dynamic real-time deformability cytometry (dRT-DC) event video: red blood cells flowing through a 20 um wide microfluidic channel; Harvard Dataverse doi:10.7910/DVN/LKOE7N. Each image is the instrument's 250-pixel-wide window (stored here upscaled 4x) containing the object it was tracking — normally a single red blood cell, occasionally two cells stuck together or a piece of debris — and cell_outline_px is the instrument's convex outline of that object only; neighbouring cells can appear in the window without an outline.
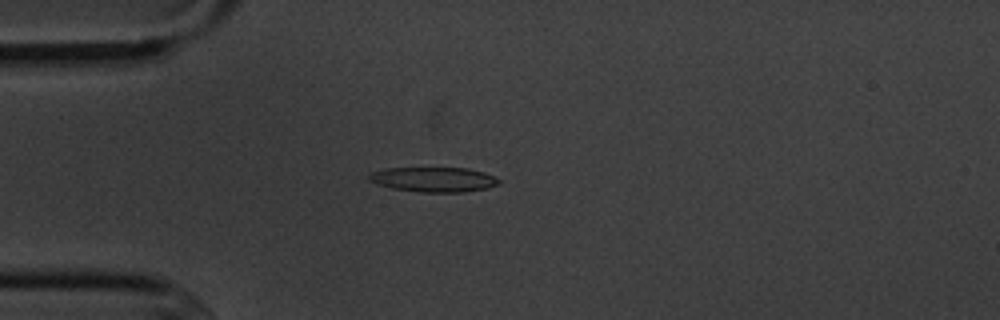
{"species": "common noctule bat (a hibernating species)", "species_latin": "Nyctalus noctula", "temperature_condition": "cold", "stored_images_in_passage": 4, "camera_frame_rate_fps": 3000, "um_per_image_px": 0.085, "animal": {"sex": "male", "body_mass_g": 20.1, "forearm_length_mm": 53.5}, "frame": {"image": 1, "passage_image": 4, "time_ms": 3.667, "image_size_px": [1000, 320], "cell_outline_px": [[500, 184], [488, 188], [464, 192], [420, 192], [392, 188], [376, 184], [368, 180], [368, 176], [372, 172], [384, 168], [468, 168], [484, 172], [500, 180]], "centroid_in_image_um": [36.86, 15.26], "position_along_channel_um": 48.1, "area_um2": 18.84}}